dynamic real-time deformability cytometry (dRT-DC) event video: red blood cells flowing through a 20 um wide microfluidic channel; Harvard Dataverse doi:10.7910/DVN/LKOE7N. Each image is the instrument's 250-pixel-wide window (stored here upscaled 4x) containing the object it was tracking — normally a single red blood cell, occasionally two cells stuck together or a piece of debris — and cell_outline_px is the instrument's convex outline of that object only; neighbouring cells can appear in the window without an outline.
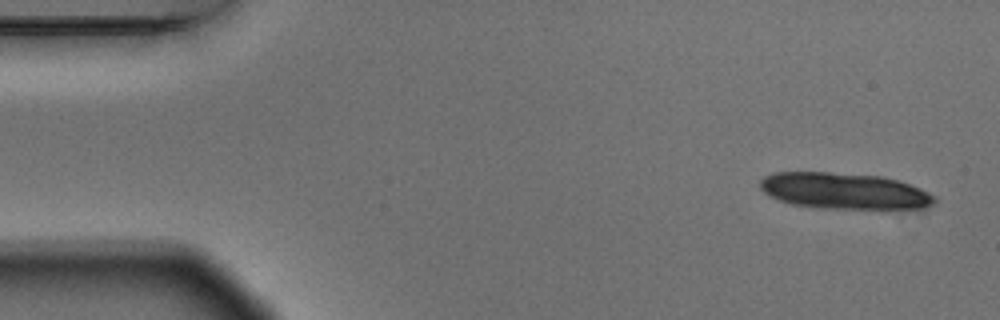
{"species": "Egyptian fruit bat (a non-hibernating species)", "species_latin": "Rousettus aegyptiacus", "temperature_condition": "warm", "stored_images_in_passage": 4, "camera_frame_rate_fps": 3000, "um_per_image_px": 0.085, "animal": {"sex": "male"}, "frame": {"image": 1, "passage_image": 1, "time_ms": 0.0, "image_size_px": [1000, 320], "cell_outline_px": [[936, 204], [924, 208], [884, 212], [820, 208], [792, 204], [780, 200], [764, 192], [760, 188], [760, 180], [764, 176], [772, 172], [828, 172], [880, 176], [896, 180], [920, 188], [936, 196]], "centroid_in_image_um": [71.86, 16.29], "position_along_channel_um": 13.1, "area_um2": 38.15}}